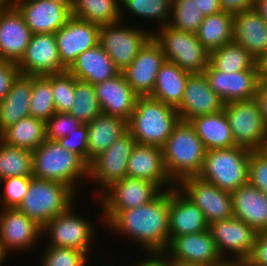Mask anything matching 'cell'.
<instances>
[{
	"label": "cell",
	"mask_w": 267,
	"mask_h": 266,
	"mask_svg": "<svg viewBox=\"0 0 267 266\" xmlns=\"http://www.w3.org/2000/svg\"><path fill=\"white\" fill-rule=\"evenodd\" d=\"M19 74L16 63L0 60V102L9 92Z\"/></svg>",
	"instance_id": "f907efd6"
},
{
	"label": "cell",
	"mask_w": 267,
	"mask_h": 266,
	"mask_svg": "<svg viewBox=\"0 0 267 266\" xmlns=\"http://www.w3.org/2000/svg\"><path fill=\"white\" fill-rule=\"evenodd\" d=\"M22 75L42 76L67 71L61 63L55 33L32 34L24 55L17 63Z\"/></svg>",
	"instance_id": "e0dca14e"
},
{
	"label": "cell",
	"mask_w": 267,
	"mask_h": 266,
	"mask_svg": "<svg viewBox=\"0 0 267 266\" xmlns=\"http://www.w3.org/2000/svg\"><path fill=\"white\" fill-rule=\"evenodd\" d=\"M152 31L161 46L165 60L190 73H203L209 65L210 52L198 41L196 34L177 30L169 25Z\"/></svg>",
	"instance_id": "52a82bcc"
},
{
	"label": "cell",
	"mask_w": 267,
	"mask_h": 266,
	"mask_svg": "<svg viewBox=\"0 0 267 266\" xmlns=\"http://www.w3.org/2000/svg\"><path fill=\"white\" fill-rule=\"evenodd\" d=\"M233 17L234 14L224 11L204 16V20L195 33L198 41L209 52L232 42Z\"/></svg>",
	"instance_id": "e575fe53"
},
{
	"label": "cell",
	"mask_w": 267,
	"mask_h": 266,
	"mask_svg": "<svg viewBox=\"0 0 267 266\" xmlns=\"http://www.w3.org/2000/svg\"><path fill=\"white\" fill-rule=\"evenodd\" d=\"M206 149L190 122L179 120L162 147L165 169L177 185L182 179L198 176Z\"/></svg>",
	"instance_id": "7a4b0ae2"
},
{
	"label": "cell",
	"mask_w": 267,
	"mask_h": 266,
	"mask_svg": "<svg viewBox=\"0 0 267 266\" xmlns=\"http://www.w3.org/2000/svg\"><path fill=\"white\" fill-rule=\"evenodd\" d=\"M47 139L45 121L28 116L6 128L0 140L13 147L33 151Z\"/></svg>",
	"instance_id": "836d02e7"
},
{
	"label": "cell",
	"mask_w": 267,
	"mask_h": 266,
	"mask_svg": "<svg viewBox=\"0 0 267 266\" xmlns=\"http://www.w3.org/2000/svg\"><path fill=\"white\" fill-rule=\"evenodd\" d=\"M16 0H9V2L12 4V3H14Z\"/></svg>",
	"instance_id": "e7e4bbea"
},
{
	"label": "cell",
	"mask_w": 267,
	"mask_h": 266,
	"mask_svg": "<svg viewBox=\"0 0 267 266\" xmlns=\"http://www.w3.org/2000/svg\"><path fill=\"white\" fill-rule=\"evenodd\" d=\"M72 16L99 27L121 21L120 0H73Z\"/></svg>",
	"instance_id": "d590c367"
},
{
	"label": "cell",
	"mask_w": 267,
	"mask_h": 266,
	"mask_svg": "<svg viewBox=\"0 0 267 266\" xmlns=\"http://www.w3.org/2000/svg\"><path fill=\"white\" fill-rule=\"evenodd\" d=\"M98 25L71 16L55 33L61 63L68 69L83 52L99 44Z\"/></svg>",
	"instance_id": "ac0fdd59"
},
{
	"label": "cell",
	"mask_w": 267,
	"mask_h": 266,
	"mask_svg": "<svg viewBox=\"0 0 267 266\" xmlns=\"http://www.w3.org/2000/svg\"><path fill=\"white\" fill-rule=\"evenodd\" d=\"M146 255H147L145 256L146 258L145 257H143V259L140 258L139 262H136L134 265L135 266H169V255L165 251L147 252Z\"/></svg>",
	"instance_id": "f5cc1de1"
},
{
	"label": "cell",
	"mask_w": 267,
	"mask_h": 266,
	"mask_svg": "<svg viewBox=\"0 0 267 266\" xmlns=\"http://www.w3.org/2000/svg\"><path fill=\"white\" fill-rule=\"evenodd\" d=\"M77 194L61 182L31 176L28 192L18 209L44 227L51 219L68 210Z\"/></svg>",
	"instance_id": "5b68a950"
},
{
	"label": "cell",
	"mask_w": 267,
	"mask_h": 266,
	"mask_svg": "<svg viewBox=\"0 0 267 266\" xmlns=\"http://www.w3.org/2000/svg\"><path fill=\"white\" fill-rule=\"evenodd\" d=\"M233 216L256 232L267 231V195L247 183L231 192Z\"/></svg>",
	"instance_id": "83f0119b"
},
{
	"label": "cell",
	"mask_w": 267,
	"mask_h": 266,
	"mask_svg": "<svg viewBox=\"0 0 267 266\" xmlns=\"http://www.w3.org/2000/svg\"><path fill=\"white\" fill-rule=\"evenodd\" d=\"M32 32L13 5L0 7V60L18 63L31 40Z\"/></svg>",
	"instance_id": "44dd1931"
},
{
	"label": "cell",
	"mask_w": 267,
	"mask_h": 266,
	"mask_svg": "<svg viewBox=\"0 0 267 266\" xmlns=\"http://www.w3.org/2000/svg\"><path fill=\"white\" fill-rule=\"evenodd\" d=\"M164 62L161 46L152 37L122 73L138 96H150L157 73Z\"/></svg>",
	"instance_id": "d6986e66"
},
{
	"label": "cell",
	"mask_w": 267,
	"mask_h": 266,
	"mask_svg": "<svg viewBox=\"0 0 267 266\" xmlns=\"http://www.w3.org/2000/svg\"><path fill=\"white\" fill-rule=\"evenodd\" d=\"M208 229L223 260L245 262L248 259L257 234L251 226L232 216L211 222ZM226 253L233 257L225 256Z\"/></svg>",
	"instance_id": "5bb4252c"
},
{
	"label": "cell",
	"mask_w": 267,
	"mask_h": 266,
	"mask_svg": "<svg viewBox=\"0 0 267 266\" xmlns=\"http://www.w3.org/2000/svg\"><path fill=\"white\" fill-rule=\"evenodd\" d=\"M44 76L51 82L56 112H69L74 101V76L68 71Z\"/></svg>",
	"instance_id": "7bdbcfd3"
},
{
	"label": "cell",
	"mask_w": 267,
	"mask_h": 266,
	"mask_svg": "<svg viewBox=\"0 0 267 266\" xmlns=\"http://www.w3.org/2000/svg\"><path fill=\"white\" fill-rule=\"evenodd\" d=\"M12 4L22 14L33 34L56 33L72 16L51 0H16Z\"/></svg>",
	"instance_id": "603a6c76"
},
{
	"label": "cell",
	"mask_w": 267,
	"mask_h": 266,
	"mask_svg": "<svg viewBox=\"0 0 267 266\" xmlns=\"http://www.w3.org/2000/svg\"><path fill=\"white\" fill-rule=\"evenodd\" d=\"M0 210V248L6 256L11 252L29 251L44 236L43 227L18 208Z\"/></svg>",
	"instance_id": "9a60e30c"
},
{
	"label": "cell",
	"mask_w": 267,
	"mask_h": 266,
	"mask_svg": "<svg viewBox=\"0 0 267 266\" xmlns=\"http://www.w3.org/2000/svg\"><path fill=\"white\" fill-rule=\"evenodd\" d=\"M88 128L87 124H82L76 131L68 136L60 138L58 141L62 147L78 154L88 164Z\"/></svg>",
	"instance_id": "c3c4849f"
},
{
	"label": "cell",
	"mask_w": 267,
	"mask_h": 266,
	"mask_svg": "<svg viewBox=\"0 0 267 266\" xmlns=\"http://www.w3.org/2000/svg\"><path fill=\"white\" fill-rule=\"evenodd\" d=\"M73 208L72 205L68 210L51 219L42 228V233L50 239L47 244L49 246L74 248L90 254V244L93 243V238L95 240L97 228L82 215L74 213Z\"/></svg>",
	"instance_id": "8fae6325"
},
{
	"label": "cell",
	"mask_w": 267,
	"mask_h": 266,
	"mask_svg": "<svg viewBox=\"0 0 267 266\" xmlns=\"http://www.w3.org/2000/svg\"><path fill=\"white\" fill-rule=\"evenodd\" d=\"M105 228L126 236L144 252H163L169 246V190L142 206L120 211Z\"/></svg>",
	"instance_id": "6da1fadb"
},
{
	"label": "cell",
	"mask_w": 267,
	"mask_h": 266,
	"mask_svg": "<svg viewBox=\"0 0 267 266\" xmlns=\"http://www.w3.org/2000/svg\"><path fill=\"white\" fill-rule=\"evenodd\" d=\"M203 212L176 186L169 189V243L177 236L208 229Z\"/></svg>",
	"instance_id": "484cf974"
},
{
	"label": "cell",
	"mask_w": 267,
	"mask_h": 266,
	"mask_svg": "<svg viewBox=\"0 0 267 266\" xmlns=\"http://www.w3.org/2000/svg\"><path fill=\"white\" fill-rule=\"evenodd\" d=\"M88 165L128 131L127 121L101 114L87 124Z\"/></svg>",
	"instance_id": "4dcf8cb0"
},
{
	"label": "cell",
	"mask_w": 267,
	"mask_h": 266,
	"mask_svg": "<svg viewBox=\"0 0 267 266\" xmlns=\"http://www.w3.org/2000/svg\"><path fill=\"white\" fill-rule=\"evenodd\" d=\"M67 71L92 85L111 79L120 71L100 44L80 54Z\"/></svg>",
	"instance_id": "f1b7e54d"
},
{
	"label": "cell",
	"mask_w": 267,
	"mask_h": 266,
	"mask_svg": "<svg viewBox=\"0 0 267 266\" xmlns=\"http://www.w3.org/2000/svg\"><path fill=\"white\" fill-rule=\"evenodd\" d=\"M176 187L200 208L208 224L233 216L231 192L221 190L199 176L184 178Z\"/></svg>",
	"instance_id": "4fadbf2b"
},
{
	"label": "cell",
	"mask_w": 267,
	"mask_h": 266,
	"mask_svg": "<svg viewBox=\"0 0 267 266\" xmlns=\"http://www.w3.org/2000/svg\"><path fill=\"white\" fill-rule=\"evenodd\" d=\"M179 120L175 107L150 96H138L127 128L137 144L162 148Z\"/></svg>",
	"instance_id": "3957f363"
},
{
	"label": "cell",
	"mask_w": 267,
	"mask_h": 266,
	"mask_svg": "<svg viewBox=\"0 0 267 266\" xmlns=\"http://www.w3.org/2000/svg\"><path fill=\"white\" fill-rule=\"evenodd\" d=\"M215 266H245V262L233 261V260H224L218 265Z\"/></svg>",
	"instance_id": "94428289"
},
{
	"label": "cell",
	"mask_w": 267,
	"mask_h": 266,
	"mask_svg": "<svg viewBox=\"0 0 267 266\" xmlns=\"http://www.w3.org/2000/svg\"><path fill=\"white\" fill-rule=\"evenodd\" d=\"M102 114L129 121L138 95L120 72L115 77L94 85Z\"/></svg>",
	"instance_id": "d4e9b609"
},
{
	"label": "cell",
	"mask_w": 267,
	"mask_h": 266,
	"mask_svg": "<svg viewBox=\"0 0 267 266\" xmlns=\"http://www.w3.org/2000/svg\"><path fill=\"white\" fill-rule=\"evenodd\" d=\"M42 253L41 266H89L88 253L74 248L46 246ZM89 259V260H88Z\"/></svg>",
	"instance_id": "ee69618b"
},
{
	"label": "cell",
	"mask_w": 267,
	"mask_h": 266,
	"mask_svg": "<svg viewBox=\"0 0 267 266\" xmlns=\"http://www.w3.org/2000/svg\"><path fill=\"white\" fill-rule=\"evenodd\" d=\"M69 113L82 124H88L102 114L94 85L74 77V101Z\"/></svg>",
	"instance_id": "ab89813d"
},
{
	"label": "cell",
	"mask_w": 267,
	"mask_h": 266,
	"mask_svg": "<svg viewBox=\"0 0 267 266\" xmlns=\"http://www.w3.org/2000/svg\"><path fill=\"white\" fill-rule=\"evenodd\" d=\"M30 182L31 176H16L0 180V184L4 187L0 195L1 208H18L28 192Z\"/></svg>",
	"instance_id": "f6af8a7d"
},
{
	"label": "cell",
	"mask_w": 267,
	"mask_h": 266,
	"mask_svg": "<svg viewBox=\"0 0 267 266\" xmlns=\"http://www.w3.org/2000/svg\"><path fill=\"white\" fill-rule=\"evenodd\" d=\"M9 0H0V7L10 5Z\"/></svg>",
	"instance_id": "be15d7a7"
},
{
	"label": "cell",
	"mask_w": 267,
	"mask_h": 266,
	"mask_svg": "<svg viewBox=\"0 0 267 266\" xmlns=\"http://www.w3.org/2000/svg\"><path fill=\"white\" fill-rule=\"evenodd\" d=\"M250 153L251 150L240 146L207 150L198 176L221 190L235 191L248 183Z\"/></svg>",
	"instance_id": "8992f818"
},
{
	"label": "cell",
	"mask_w": 267,
	"mask_h": 266,
	"mask_svg": "<svg viewBox=\"0 0 267 266\" xmlns=\"http://www.w3.org/2000/svg\"><path fill=\"white\" fill-rule=\"evenodd\" d=\"M245 266H267V231L257 232L253 250L245 261Z\"/></svg>",
	"instance_id": "681fc988"
},
{
	"label": "cell",
	"mask_w": 267,
	"mask_h": 266,
	"mask_svg": "<svg viewBox=\"0 0 267 266\" xmlns=\"http://www.w3.org/2000/svg\"><path fill=\"white\" fill-rule=\"evenodd\" d=\"M233 41L258 60L267 51V22L253 8L234 14Z\"/></svg>",
	"instance_id": "4316f807"
},
{
	"label": "cell",
	"mask_w": 267,
	"mask_h": 266,
	"mask_svg": "<svg viewBox=\"0 0 267 266\" xmlns=\"http://www.w3.org/2000/svg\"><path fill=\"white\" fill-rule=\"evenodd\" d=\"M204 74L208 79L210 88L222 99L224 104L256 98L262 82L258 69L225 73L216 70L209 63Z\"/></svg>",
	"instance_id": "2e32d148"
},
{
	"label": "cell",
	"mask_w": 267,
	"mask_h": 266,
	"mask_svg": "<svg viewBox=\"0 0 267 266\" xmlns=\"http://www.w3.org/2000/svg\"><path fill=\"white\" fill-rule=\"evenodd\" d=\"M45 123L48 140H59L66 137L82 125L69 112H55Z\"/></svg>",
	"instance_id": "bcb514c9"
},
{
	"label": "cell",
	"mask_w": 267,
	"mask_h": 266,
	"mask_svg": "<svg viewBox=\"0 0 267 266\" xmlns=\"http://www.w3.org/2000/svg\"><path fill=\"white\" fill-rule=\"evenodd\" d=\"M204 16L222 11L219 0H192Z\"/></svg>",
	"instance_id": "db71d44e"
},
{
	"label": "cell",
	"mask_w": 267,
	"mask_h": 266,
	"mask_svg": "<svg viewBox=\"0 0 267 266\" xmlns=\"http://www.w3.org/2000/svg\"><path fill=\"white\" fill-rule=\"evenodd\" d=\"M209 63L218 71L240 72L258 69L257 60L234 41L210 52Z\"/></svg>",
	"instance_id": "8d00e7d4"
},
{
	"label": "cell",
	"mask_w": 267,
	"mask_h": 266,
	"mask_svg": "<svg viewBox=\"0 0 267 266\" xmlns=\"http://www.w3.org/2000/svg\"><path fill=\"white\" fill-rule=\"evenodd\" d=\"M51 1L65 8L70 14L72 13L73 0H51Z\"/></svg>",
	"instance_id": "680465c9"
},
{
	"label": "cell",
	"mask_w": 267,
	"mask_h": 266,
	"mask_svg": "<svg viewBox=\"0 0 267 266\" xmlns=\"http://www.w3.org/2000/svg\"><path fill=\"white\" fill-rule=\"evenodd\" d=\"M16 176H33V153L0 140V180Z\"/></svg>",
	"instance_id": "74e56055"
},
{
	"label": "cell",
	"mask_w": 267,
	"mask_h": 266,
	"mask_svg": "<svg viewBox=\"0 0 267 266\" xmlns=\"http://www.w3.org/2000/svg\"><path fill=\"white\" fill-rule=\"evenodd\" d=\"M163 190L155 183L138 178L125 177L114 182L97 199L102 210L103 227L120 211L142 206L155 199ZM102 206V207H101Z\"/></svg>",
	"instance_id": "ba28073f"
},
{
	"label": "cell",
	"mask_w": 267,
	"mask_h": 266,
	"mask_svg": "<svg viewBox=\"0 0 267 266\" xmlns=\"http://www.w3.org/2000/svg\"><path fill=\"white\" fill-rule=\"evenodd\" d=\"M7 258V256L2 252L0 248V266L3 265V263H6L4 260Z\"/></svg>",
	"instance_id": "6125c7cd"
},
{
	"label": "cell",
	"mask_w": 267,
	"mask_h": 266,
	"mask_svg": "<svg viewBox=\"0 0 267 266\" xmlns=\"http://www.w3.org/2000/svg\"><path fill=\"white\" fill-rule=\"evenodd\" d=\"M32 76L19 74L0 102V134L9 126L30 116Z\"/></svg>",
	"instance_id": "f546056e"
},
{
	"label": "cell",
	"mask_w": 267,
	"mask_h": 266,
	"mask_svg": "<svg viewBox=\"0 0 267 266\" xmlns=\"http://www.w3.org/2000/svg\"><path fill=\"white\" fill-rule=\"evenodd\" d=\"M165 252L171 259L203 266H215L224 261L209 229L175 237Z\"/></svg>",
	"instance_id": "7402d4cb"
},
{
	"label": "cell",
	"mask_w": 267,
	"mask_h": 266,
	"mask_svg": "<svg viewBox=\"0 0 267 266\" xmlns=\"http://www.w3.org/2000/svg\"><path fill=\"white\" fill-rule=\"evenodd\" d=\"M253 9L267 22V0H254Z\"/></svg>",
	"instance_id": "6f0895ef"
},
{
	"label": "cell",
	"mask_w": 267,
	"mask_h": 266,
	"mask_svg": "<svg viewBox=\"0 0 267 266\" xmlns=\"http://www.w3.org/2000/svg\"><path fill=\"white\" fill-rule=\"evenodd\" d=\"M56 112L51 82L44 76H32L30 116L47 121Z\"/></svg>",
	"instance_id": "60d3db41"
},
{
	"label": "cell",
	"mask_w": 267,
	"mask_h": 266,
	"mask_svg": "<svg viewBox=\"0 0 267 266\" xmlns=\"http://www.w3.org/2000/svg\"><path fill=\"white\" fill-rule=\"evenodd\" d=\"M169 266H203L201 264L181 262L175 259L169 258Z\"/></svg>",
	"instance_id": "91938a15"
},
{
	"label": "cell",
	"mask_w": 267,
	"mask_h": 266,
	"mask_svg": "<svg viewBox=\"0 0 267 266\" xmlns=\"http://www.w3.org/2000/svg\"><path fill=\"white\" fill-rule=\"evenodd\" d=\"M204 15L200 13L192 0H172L171 18L169 26L188 33L195 34Z\"/></svg>",
	"instance_id": "b9f144b4"
},
{
	"label": "cell",
	"mask_w": 267,
	"mask_h": 266,
	"mask_svg": "<svg viewBox=\"0 0 267 266\" xmlns=\"http://www.w3.org/2000/svg\"><path fill=\"white\" fill-rule=\"evenodd\" d=\"M127 176L153 182L162 190L176 186L165 169L162 148L157 146L136 144L128 159Z\"/></svg>",
	"instance_id": "cb8c5ba5"
},
{
	"label": "cell",
	"mask_w": 267,
	"mask_h": 266,
	"mask_svg": "<svg viewBox=\"0 0 267 266\" xmlns=\"http://www.w3.org/2000/svg\"><path fill=\"white\" fill-rule=\"evenodd\" d=\"M248 183L267 195V151H251L248 162Z\"/></svg>",
	"instance_id": "7dc6e473"
},
{
	"label": "cell",
	"mask_w": 267,
	"mask_h": 266,
	"mask_svg": "<svg viewBox=\"0 0 267 266\" xmlns=\"http://www.w3.org/2000/svg\"><path fill=\"white\" fill-rule=\"evenodd\" d=\"M32 153L35 178L64 183L76 193L80 179L89 178V165L78 154L62 147L58 140L46 139Z\"/></svg>",
	"instance_id": "277c9868"
},
{
	"label": "cell",
	"mask_w": 267,
	"mask_h": 266,
	"mask_svg": "<svg viewBox=\"0 0 267 266\" xmlns=\"http://www.w3.org/2000/svg\"><path fill=\"white\" fill-rule=\"evenodd\" d=\"M224 102L210 88L203 73H190L186 82L181 103L176 107L179 118L189 122L191 119L223 110Z\"/></svg>",
	"instance_id": "ffe728a7"
},
{
	"label": "cell",
	"mask_w": 267,
	"mask_h": 266,
	"mask_svg": "<svg viewBox=\"0 0 267 266\" xmlns=\"http://www.w3.org/2000/svg\"><path fill=\"white\" fill-rule=\"evenodd\" d=\"M256 99L260 105L263 122L267 129V82H261Z\"/></svg>",
	"instance_id": "11a10c76"
},
{
	"label": "cell",
	"mask_w": 267,
	"mask_h": 266,
	"mask_svg": "<svg viewBox=\"0 0 267 266\" xmlns=\"http://www.w3.org/2000/svg\"><path fill=\"white\" fill-rule=\"evenodd\" d=\"M124 22L101 26L99 30V44L120 72L129 66L139 50L152 38V31L134 25L124 26Z\"/></svg>",
	"instance_id": "30bf717a"
},
{
	"label": "cell",
	"mask_w": 267,
	"mask_h": 266,
	"mask_svg": "<svg viewBox=\"0 0 267 266\" xmlns=\"http://www.w3.org/2000/svg\"><path fill=\"white\" fill-rule=\"evenodd\" d=\"M261 81L267 82V51L257 60Z\"/></svg>",
	"instance_id": "9f6ffc18"
},
{
	"label": "cell",
	"mask_w": 267,
	"mask_h": 266,
	"mask_svg": "<svg viewBox=\"0 0 267 266\" xmlns=\"http://www.w3.org/2000/svg\"><path fill=\"white\" fill-rule=\"evenodd\" d=\"M189 74L190 72L165 60L157 73L150 97L176 108L182 101Z\"/></svg>",
	"instance_id": "d6a6232c"
},
{
	"label": "cell",
	"mask_w": 267,
	"mask_h": 266,
	"mask_svg": "<svg viewBox=\"0 0 267 266\" xmlns=\"http://www.w3.org/2000/svg\"><path fill=\"white\" fill-rule=\"evenodd\" d=\"M137 142L127 131L89 165V179L100 185L99 197L114 182L127 177V163ZM102 189V191H101Z\"/></svg>",
	"instance_id": "7c38bea8"
},
{
	"label": "cell",
	"mask_w": 267,
	"mask_h": 266,
	"mask_svg": "<svg viewBox=\"0 0 267 266\" xmlns=\"http://www.w3.org/2000/svg\"><path fill=\"white\" fill-rule=\"evenodd\" d=\"M222 11L231 14L247 11L253 8L254 0H219Z\"/></svg>",
	"instance_id": "816d5d0a"
},
{
	"label": "cell",
	"mask_w": 267,
	"mask_h": 266,
	"mask_svg": "<svg viewBox=\"0 0 267 266\" xmlns=\"http://www.w3.org/2000/svg\"><path fill=\"white\" fill-rule=\"evenodd\" d=\"M189 122L194 127L206 150L225 149L236 146L224 110L195 117Z\"/></svg>",
	"instance_id": "1f68e13d"
},
{
	"label": "cell",
	"mask_w": 267,
	"mask_h": 266,
	"mask_svg": "<svg viewBox=\"0 0 267 266\" xmlns=\"http://www.w3.org/2000/svg\"><path fill=\"white\" fill-rule=\"evenodd\" d=\"M223 110L227 116L236 146L251 151L265 150L267 129L256 98L224 104Z\"/></svg>",
	"instance_id": "9c48e42d"
},
{
	"label": "cell",
	"mask_w": 267,
	"mask_h": 266,
	"mask_svg": "<svg viewBox=\"0 0 267 266\" xmlns=\"http://www.w3.org/2000/svg\"><path fill=\"white\" fill-rule=\"evenodd\" d=\"M120 5L121 21L126 11L139 19L156 20L159 28L168 25L171 18L172 0H120Z\"/></svg>",
	"instance_id": "f35d334b"
}]
</instances>
